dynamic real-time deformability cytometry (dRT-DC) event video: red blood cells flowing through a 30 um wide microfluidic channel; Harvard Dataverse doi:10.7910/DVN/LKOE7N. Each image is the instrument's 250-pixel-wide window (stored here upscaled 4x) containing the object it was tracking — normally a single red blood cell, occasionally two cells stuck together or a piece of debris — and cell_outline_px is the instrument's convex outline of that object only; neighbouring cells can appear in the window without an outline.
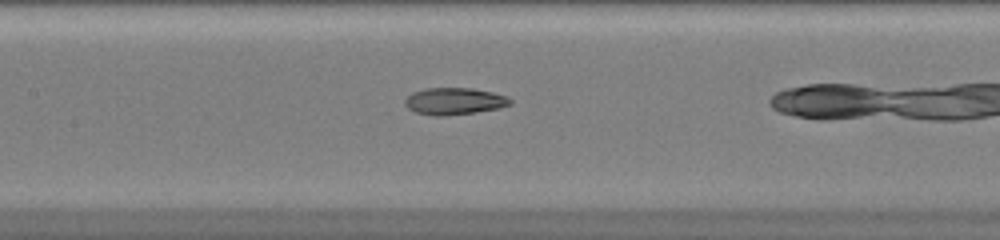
{"species": "common noctule bat (a hibernating species)", "species_latin": "Nyctalus noctula", "temperature_condition": "warm", "stored_images_in_passage": 36, "camera_frame_rate_fps": 3000, "um_per_image_px": 0.085, "animal": {"sex": "female", "body_mass_g": 20.0, "forearm_length_mm": 54.0}, "frame": {"image": 1, "passage_image": 21, "time_ms": 6.667, "image_size_px": [1000, 240], "cell_outline_px": [[512, 104], [496, 108], [476, 112], [444, 116], [436, 116], [416, 112], [408, 108], [404, 104], [404, 100], [412, 92], [424, 88], [472, 88], [492, 92], [504, 96], [512, 100]], "centroid_in_image_um": [38.58, 8.59], "position_along_channel_um": 168.8, "area_um2": 16.42}}
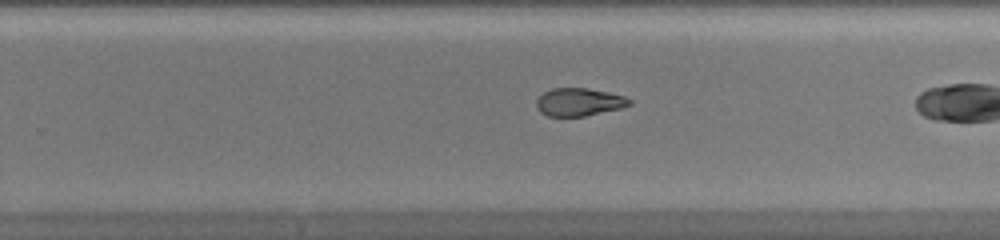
{"frame": {"image": 2, "passage_image": 29, "time_ms": 9.333, "image_size_px": [1000, 240], "cell_outline_px": [[632, 104], [620, 108], [584, 116], [548, 116], [540, 112], [536, 108], [536, 100], [544, 92], [552, 88], [588, 88], [608, 92], [624, 96], [632, 100]], "centroid_in_image_um": [49.2, 8.67], "position_along_channel_um": 280.6, "area_um2": 15.09}}
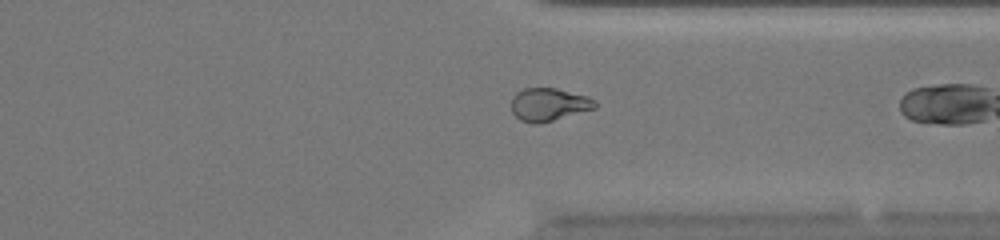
{"frame": {"image": 3, "passage_image": 35, "time_ms": 11.333, "image_size_px": [1000, 240], "cell_outline_px": [[600, 104], [596, 108], [540, 124], [532, 124], [520, 120], [512, 112], [512, 96], [516, 92], [524, 88], [556, 88], [588, 96], [596, 100]], "centroid_in_image_um": [46.67, 8.88], "position_along_channel_um": 364.7, "area_um2": 16.3}}